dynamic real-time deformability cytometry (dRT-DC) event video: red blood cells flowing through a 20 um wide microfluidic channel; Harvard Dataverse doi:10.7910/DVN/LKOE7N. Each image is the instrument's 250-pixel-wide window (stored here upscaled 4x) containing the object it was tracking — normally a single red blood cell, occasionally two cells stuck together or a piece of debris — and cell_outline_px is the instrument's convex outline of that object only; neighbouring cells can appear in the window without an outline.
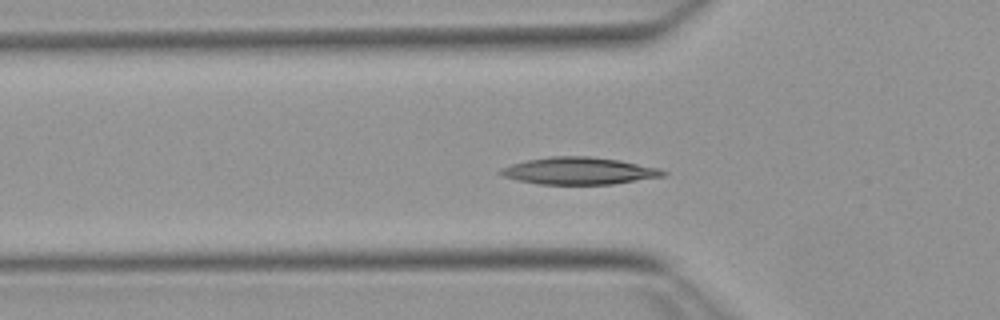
{"species": "Egyptian fruit bat (a non-hibernating species)", "species_latin": "Rousettus aegyptiacus", "temperature_condition": "warm", "stored_images_in_passage": 44, "camera_frame_rate_fps": 3000, "um_per_image_px": 0.085, "animal": {"sex": "female"}, "frame": {"image": 1, "passage_image": 16, "time_ms": 5.0, "image_size_px": [1000, 320], "cell_outline_px": [[668, 172], [664, 176], [612, 184], [540, 184], [520, 180], [504, 176], [496, 172], [500, 168], [512, 164], [528, 160], [552, 156], [592, 156], [620, 160], [660, 168]], "centroid_in_image_um": [49.24, 14.52], "position_along_channel_um": 76.6, "area_um2": 25.61}}
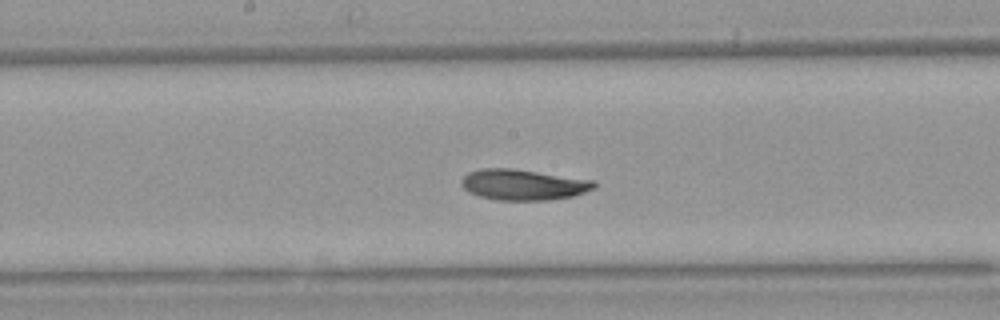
{"frame": {"image": 2, "passage_image": 26, "time_ms": 8.333, "image_size_px": [1000, 320], "cell_outline_px": [[596, 188], [572, 196], [548, 200], [496, 200], [480, 196], [468, 192], [460, 184], [460, 180], [468, 172], [480, 168], [512, 168], [596, 180]], "centroid_in_image_um": [44.47, 15.69], "position_along_channel_um": 203.7, "area_um2": 23.99}}
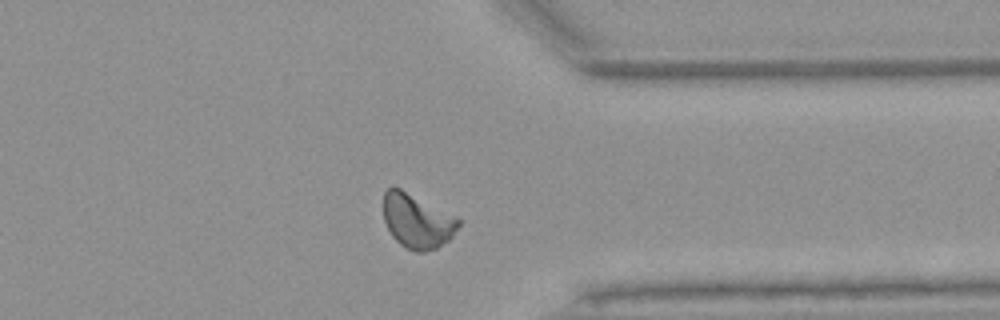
{"frame": {"image": 3, "passage_image": 40, "time_ms": 13.0, "image_size_px": [1000, 320], "cell_outline_px": [[460, 224], [452, 236], [448, 240], [436, 248], [424, 252], [416, 252], [404, 248], [392, 236], [384, 220], [384, 192], [392, 184], [456, 216], [460, 220]], "centroid_in_image_um": [35.44, 18.78], "position_along_channel_um": 376.0, "area_um2": 23.76}, "authors_computed_cell_mechanics": {"area_um2": 23.6691, "velocity_mm_per_s": 3.815, "shape_relaxation_time_tau1_ms": 4.2941, "shape_relaxation_time_tau2_ms": 9.1236, "deformation_change_tau1": 0.1612, "deformation_change_tau2": 0.1417}}